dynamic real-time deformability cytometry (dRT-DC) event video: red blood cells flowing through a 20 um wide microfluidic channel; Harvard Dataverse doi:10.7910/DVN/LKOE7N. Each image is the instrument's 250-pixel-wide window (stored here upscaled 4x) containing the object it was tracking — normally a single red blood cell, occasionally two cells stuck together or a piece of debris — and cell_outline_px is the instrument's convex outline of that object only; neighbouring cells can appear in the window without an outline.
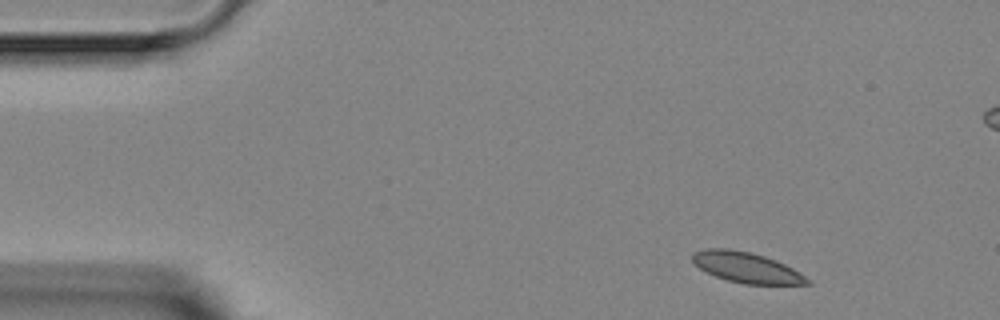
{"species": "Egyptian fruit bat (a non-hibernating species)", "species_latin": "Rousettus aegyptiacus", "temperature_condition": "room temperature", "stored_images_in_passage": 4, "camera_frame_rate_fps": 3000, "um_per_image_px": 0.085, "animal": {"sex": "female"}, "frame": {"image": 1, "passage_image": 1, "time_ms": 0.0, "image_size_px": [1000, 320], "cell_outline_px": [[812, 284], [744, 284], [728, 280], [716, 276], [692, 264], [692, 252], [708, 248], [728, 248], [748, 252], [764, 256], [776, 260], [800, 272], [812, 280]], "centroid_in_image_um": [63.46, 22.73], "position_along_channel_um": 21.5, "area_um2": 20.4}}